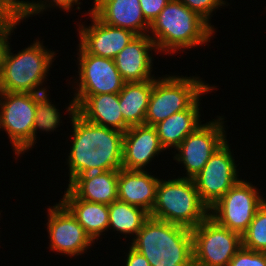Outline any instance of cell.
Wrapping results in <instances>:
<instances>
[{"mask_svg":"<svg viewBox=\"0 0 266 266\" xmlns=\"http://www.w3.org/2000/svg\"><path fill=\"white\" fill-rule=\"evenodd\" d=\"M67 185L78 199L88 202L110 205L118 200V170L82 174Z\"/></svg>","mask_w":266,"mask_h":266,"instance_id":"20","label":"cell"},{"mask_svg":"<svg viewBox=\"0 0 266 266\" xmlns=\"http://www.w3.org/2000/svg\"><path fill=\"white\" fill-rule=\"evenodd\" d=\"M153 88V79L143 82H125L119 92L120 111L129 126L142 125Z\"/></svg>","mask_w":266,"mask_h":266,"instance_id":"23","label":"cell"},{"mask_svg":"<svg viewBox=\"0 0 266 266\" xmlns=\"http://www.w3.org/2000/svg\"><path fill=\"white\" fill-rule=\"evenodd\" d=\"M202 79L198 75L188 77L174 74L153 79L144 124L154 126L172 114L188 109L201 95L217 89Z\"/></svg>","mask_w":266,"mask_h":266,"instance_id":"6","label":"cell"},{"mask_svg":"<svg viewBox=\"0 0 266 266\" xmlns=\"http://www.w3.org/2000/svg\"><path fill=\"white\" fill-rule=\"evenodd\" d=\"M140 170H118V200L144 209L149 214L155 202L159 177Z\"/></svg>","mask_w":266,"mask_h":266,"instance_id":"19","label":"cell"},{"mask_svg":"<svg viewBox=\"0 0 266 266\" xmlns=\"http://www.w3.org/2000/svg\"><path fill=\"white\" fill-rule=\"evenodd\" d=\"M49 98V92L42 94H35V118L34 127L32 130V148L37 143L38 131L41 132H53L56 131L63 120H61V112L58 107L55 106ZM57 107V108H56Z\"/></svg>","mask_w":266,"mask_h":266,"instance_id":"25","label":"cell"},{"mask_svg":"<svg viewBox=\"0 0 266 266\" xmlns=\"http://www.w3.org/2000/svg\"><path fill=\"white\" fill-rule=\"evenodd\" d=\"M202 95L186 110L179 111L154 125L161 145L167 149H175L181 142L202 124L200 107Z\"/></svg>","mask_w":266,"mask_h":266,"instance_id":"22","label":"cell"},{"mask_svg":"<svg viewBox=\"0 0 266 266\" xmlns=\"http://www.w3.org/2000/svg\"><path fill=\"white\" fill-rule=\"evenodd\" d=\"M31 1L28 0L27 2L25 20L29 19V17L36 16V14L38 15L42 14L44 11H47L48 8L51 10V8L55 7L57 9L58 7L60 10L61 9L64 10L67 14V12H70L72 10L74 5H77L75 10L77 9L80 10L81 6L80 0H38V1L31 0Z\"/></svg>","mask_w":266,"mask_h":266,"instance_id":"27","label":"cell"},{"mask_svg":"<svg viewBox=\"0 0 266 266\" xmlns=\"http://www.w3.org/2000/svg\"><path fill=\"white\" fill-rule=\"evenodd\" d=\"M21 22L23 21L6 18L0 24V73H1V70L4 64L7 50L10 45L9 39H11V35H13L12 34L13 31L17 29V25H20Z\"/></svg>","mask_w":266,"mask_h":266,"instance_id":"30","label":"cell"},{"mask_svg":"<svg viewBox=\"0 0 266 266\" xmlns=\"http://www.w3.org/2000/svg\"><path fill=\"white\" fill-rule=\"evenodd\" d=\"M59 201L72 213L77 222L95 242L108 232L109 207L106 204L78 199L68 188ZM104 233V234H103Z\"/></svg>","mask_w":266,"mask_h":266,"instance_id":"21","label":"cell"},{"mask_svg":"<svg viewBox=\"0 0 266 266\" xmlns=\"http://www.w3.org/2000/svg\"><path fill=\"white\" fill-rule=\"evenodd\" d=\"M43 43L36 38L30 46L17 54L11 52V44L9 45L0 73V92H47V86L44 87L43 84H46L44 82L48 79L49 68L56 60V51L48 50Z\"/></svg>","mask_w":266,"mask_h":266,"instance_id":"4","label":"cell"},{"mask_svg":"<svg viewBox=\"0 0 266 266\" xmlns=\"http://www.w3.org/2000/svg\"><path fill=\"white\" fill-rule=\"evenodd\" d=\"M73 98L77 113L85 120L123 133L129 128L120 111L119 93L74 95Z\"/></svg>","mask_w":266,"mask_h":266,"instance_id":"18","label":"cell"},{"mask_svg":"<svg viewBox=\"0 0 266 266\" xmlns=\"http://www.w3.org/2000/svg\"><path fill=\"white\" fill-rule=\"evenodd\" d=\"M232 153L226 140L193 178L201 201L209 209L241 179Z\"/></svg>","mask_w":266,"mask_h":266,"instance_id":"11","label":"cell"},{"mask_svg":"<svg viewBox=\"0 0 266 266\" xmlns=\"http://www.w3.org/2000/svg\"><path fill=\"white\" fill-rule=\"evenodd\" d=\"M68 104L66 112L73 128L66 159L68 182L82 174L121 169L124 133L85 120L77 113L73 97Z\"/></svg>","mask_w":266,"mask_h":266,"instance_id":"1","label":"cell"},{"mask_svg":"<svg viewBox=\"0 0 266 266\" xmlns=\"http://www.w3.org/2000/svg\"><path fill=\"white\" fill-rule=\"evenodd\" d=\"M228 266H266V252H256L242 246Z\"/></svg>","mask_w":266,"mask_h":266,"instance_id":"29","label":"cell"},{"mask_svg":"<svg viewBox=\"0 0 266 266\" xmlns=\"http://www.w3.org/2000/svg\"><path fill=\"white\" fill-rule=\"evenodd\" d=\"M49 249L61 255H83L95 242L77 222L72 213L59 201L47 207ZM94 243V244H93Z\"/></svg>","mask_w":266,"mask_h":266,"instance_id":"13","label":"cell"},{"mask_svg":"<svg viewBox=\"0 0 266 266\" xmlns=\"http://www.w3.org/2000/svg\"><path fill=\"white\" fill-rule=\"evenodd\" d=\"M34 118L35 93L0 92V129L11 141L15 159L32 150Z\"/></svg>","mask_w":266,"mask_h":266,"instance_id":"8","label":"cell"},{"mask_svg":"<svg viewBox=\"0 0 266 266\" xmlns=\"http://www.w3.org/2000/svg\"><path fill=\"white\" fill-rule=\"evenodd\" d=\"M242 246L256 252H266V200L242 235Z\"/></svg>","mask_w":266,"mask_h":266,"instance_id":"26","label":"cell"},{"mask_svg":"<svg viewBox=\"0 0 266 266\" xmlns=\"http://www.w3.org/2000/svg\"><path fill=\"white\" fill-rule=\"evenodd\" d=\"M91 18L90 26L78 24L79 46L88 54L115 59L116 55L126 47L137 35L130 30L114 27L100 21L88 10Z\"/></svg>","mask_w":266,"mask_h":266,"instance_id":"14","label":"cell"},{"mask_svg":"<svg viewBox=\"0 0 266 266\" xmlns=\"http://www.w3.org/2000/svg\"><path fill=\"white\" fill-rule=\"evenodd\" d=\"M169 1L170 0H139L145 20L151 24Z\"/></svg>","mask_w":266,"mask_h":266,"instance_id":"32","label":"cell"},{"mask_svg":"<svg viewBox=\"0 0 266 266\" xmlns=\"http://www.w3.org/2000/svg\"><path fill=\"white\" fill-rule=\"evenodd\" d=\"M78 74L72 81L73 95H97L119 93L125 81L122 79L113 59L86 53L77 46ZM78 78V79H77ZM77 83V84H76ZM77 85V86H76Z\"/></svg>","mask_w":266,"mask_h":266,"instance_id":"12","label":"cell"},{"mask_svg":"<svg viewBox=\"0 0 266 266\" xmlns=\"http://www.w3.org/2000/svg\"><path fill=\"white\" fill-rule=\"evenodd\" d=\"M7 17H5L1 12H0V24L6 19Z\"/></svg>","mask_w":266,"mask_h":266,"instance_id":"34","label":"cell"},{"mask_svg":"<svg viewBox=\"0 0 266 266\" xmlns=\"http://www.w3.org/2000/svg\"><path fill=\"white\" fill-rule=\"evenodd\" d=\"M225 118L217 115L216 119L201 124L190 133L173 152V160L184 166L186 176L193 179L205 166L213 153L226 140ZM176 153V154H175Z\"/></svg>","mask_w":266,"mask_h":266,"instance_id":"10","label":"cell"},{"mask_svg":"<svg viewBox=\"0 0 266 266\" xmlns=\"http://www.w3.org/2000/svg\"><path fill=\"white\" fill-rule=\"evenodd\" d=\"M152 50L158 54L152 38L144 34L137 35L116 55L114 61L125 82H143L156 78L152 74L154 71Z\"/></svg>","mask_w":266,"mask_h":266,"instance_id":"16","label":"cell"},{"mask_svg":"<svg viewBox=\"0 0 266 266\" xmlns=\"http://www.w3.org/2000/svg\"><path fill=\"white\" fill-rule=\"evenodd\" d=\"M109 207V229L117 231L116 233L123 234L126 238L129 235L131 238L139 232L144 222L150 217L149 213L144 209L115 200Z\"/></svg>","mask_w":266,"mask_h":266,"instance_id":"24","label":"cell"},{"mask_svg":"<svg viewBox=\"0 0 266 266\" xmlns=\"http://www.w3.org/2000/svg\"><path fill=\"white\" fill-rule=\"evenodd\" d=\"M251 182L240 179L209 209L211 217L219 225L241 236L247 231L265 197Z\"/></svg>","mask_w":266,"mask_h":266,"instance_id":"7","label":"cell"},{"mask_svg":"<svg viewBox=\"0 0 266 266\" xmlns=\"http://www.w3.org/2000/svg\"><path fill=\"white\" fill-rule=\"evenodd\" d=\"M194 266H228L242 247V236L230 231L211 217L191 230Z\"/></svg>","mask_w":266,"mask_h":266,"instance_id":"9","label":"cell"},{"mask_svg":"<svg viewBox=\"0 0 266 266\" xmlns=\"http://www.w3.org/2000/svg\"><path fill=\"white\" fill-rule=\"evenodd\" d=\"M130 246L151 266H194L191 229L149 217Z\"/></svg>","mask_w":266,"mask_h":266,"instance_id":"3","label":"cell"},{"mask_svg":"<svg viewBox=\"0 0 266 266\" xmlns=\"http://www.w3.org/2000/svg\"><path fill=\"white\" fill-rule=\"evenodd\" d=\"M27 0H0V12L7 18L24 21Z\"/></svg>","mask_w":266,"mask_h":266,"instance_id":"31","label":"cell"},{"mask_svg":"<svg viewBox=\"0 0 266 266\" xmlns=\"http://www.w3.org/2000/svg\"><path fill=\"white\" fill-rule=\"evenodd\" d=\"M128 248V252H124L126 253L125 256L127 257L123 260L125 261V266H151L149 261L141 253L131 246Z\"/></svg>","mask_w":266,"mask_h":266,"instance_id":"33","label":"cell"},{"mask_svg":"<svg viewBox=\"0 0 266 266\" xmlns=\"http://www.w3.org/2000/svg\"><path fill=\"white\" fill-rule=\"evenodd\" d=\"M215 31L214 25H210L182 2L170 0L150 24L148 35L154 41L158 53L172 56L178 51L192 50L204 44L207 46L216 34Z\"/></svg>","mask_w":266,"mask_h":266,"instance_id":"2","label":"cell"},{"mask_svg":"<svg viewBox=\"0 0 266 266\" xmlns=\"http://www.w3.org/2000/svg\"><path fill=\"white\" fill-rule=\"evenodd\" d=\"M93 4L91 12L100 21L136 35L148 34L150 24L142 14L139 0H93Z\"/></svg>","mask_w":266,"mask_h":266,"instance_id":"17","label":"cell"},{"mask_svg":"<svg viewBox=\"0 0 266 266\" xmlns=\"http://www.w3.org/2000/svg\"><path fill=\"white\" fill-rule=\"evenodd\" d=\"M164 151L154 126H131L123 136L122 168L145 171L154 157Z\"/></svg>","mask_w":266,"mask_h":266,"instance_id":"15","label":"cell"},{"mask_svg":"<svg viewBox=\"0 0 266 266\" xmlns=\"http://www.w3.org/2000/svg\"><path fill=\"white\" fill-rule=\"evenodd\" d=\"M150 217L195 228L209 216V208L201 201L193 179H160Z\"/></svg>","mask_w":266,"mask_h":266,"instance_id":"5","label":"cell"},{"mask_svg":"<svg viewBox=\"0 0 266 266\" xmlns=\"http://www.w3.org/2000/svg\"><path fill=\"white\" fill-rule=\"evenodd\" d=\"M186 5L190 10L195 11L203 19H205L211 25V17H213V11L229 5L225 0H179ZM227 2V4H226ZM222 6V7H221Z\"/></svg>","mask_w":266,"mask_h":266,"instance_id":"28","label":"cell"}]
</instances>
